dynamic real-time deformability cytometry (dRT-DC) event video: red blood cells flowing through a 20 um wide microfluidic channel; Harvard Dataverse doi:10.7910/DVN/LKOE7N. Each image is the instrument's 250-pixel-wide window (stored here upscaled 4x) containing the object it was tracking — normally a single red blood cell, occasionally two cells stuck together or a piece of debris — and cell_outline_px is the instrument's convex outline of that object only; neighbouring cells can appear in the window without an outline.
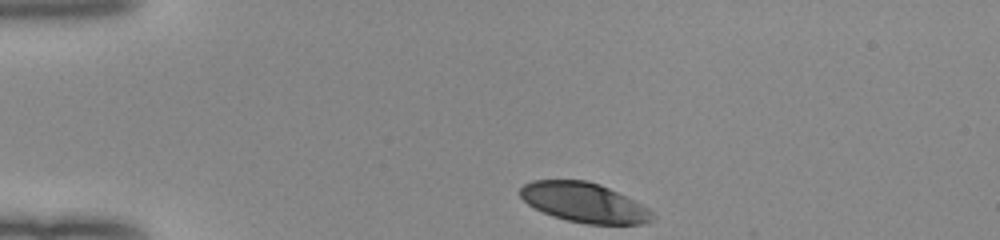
{"species": "human", "species_latin": "Homo sapiens", "temperature_condition": "room temperature", "stored_images_in_passage": 34, "camera_frame_rate_fps": 3000, "um_per_image_px": 0.085, "donor": {"sex": "female"}, "frame": {"image": 1, "passage_image": 1, "time_ms": 0.0, "image_size_px": [1000, 240], "cell_outline_px": [[652, 220], [644, 224], [584, 224], [552, 216], [528, 204], [520, 196], [520, 188], [524, 184], [532, 180], [588, 180], [600, 184], [648, 208], [652, 212]], "centroid_in_image_um": [49.62, 17.21], "position_along_channel_um": 35.4, "area_um2": 30.23}}
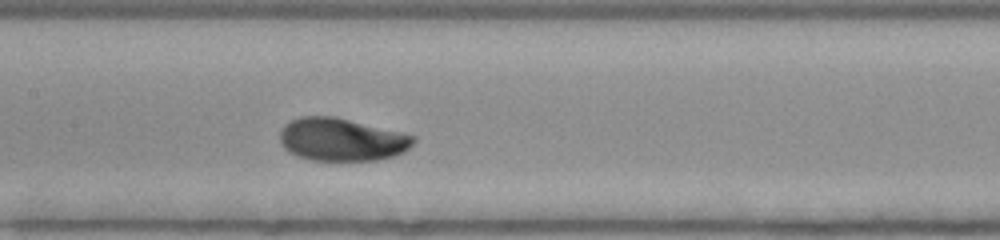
{"frame": {"image": 2, "passage_image": 16, "time_ms": 5.0, "image_size_px": [1000, 240], "cell_outline_px": [[416, 140], [404, 152], [392, 156], [376, 160], [312, 160], [296, 156], [288, 152], [280, 144], [280, 132], [284, 124], [300, 116], [332, 116], [404, 132], [416, 136]], "centroid_in_image_um": [29.03, 11.86], "position_along_channel_um": 178.4, "area_um2": 33.47}}
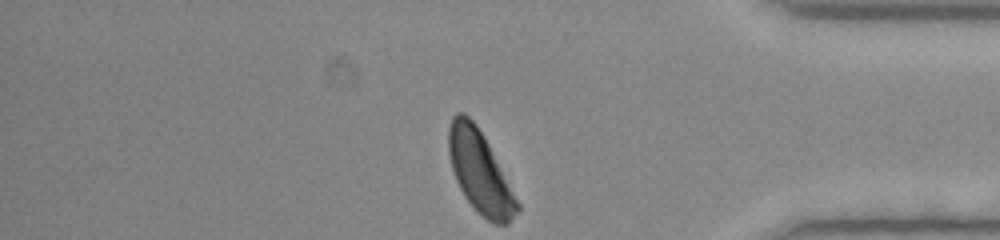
{"frame": {"image": 3, "passage_image": 34, "time_ms": 11.0, "image_size_px": [1000, 240], "cell_outline_px": [[520, 208], [508, 224], [496, 224], [488, 220], [464, 196], [456, 180], [452, 168], [448, 152], [448, 128], [452, 116], [456, 112], [464, 112], [476, 124], [484, 136], [520, 204]], "centroid_in_image_um": [40.78, 14.58], "position_along_channel_um": 394.4, "area_um2": 32.31}, "authors_computed_cell_mechanics": {"area_um2": 33.0327, "velocity_mm_per_s": 3.9395, "shape_relaxation_time_tau1_ms": 2.8243, "shape_relaxation_time_tau2_ms": null, "deformation_change_tau1": 0.1438, "deformation_change_tau2": null}}